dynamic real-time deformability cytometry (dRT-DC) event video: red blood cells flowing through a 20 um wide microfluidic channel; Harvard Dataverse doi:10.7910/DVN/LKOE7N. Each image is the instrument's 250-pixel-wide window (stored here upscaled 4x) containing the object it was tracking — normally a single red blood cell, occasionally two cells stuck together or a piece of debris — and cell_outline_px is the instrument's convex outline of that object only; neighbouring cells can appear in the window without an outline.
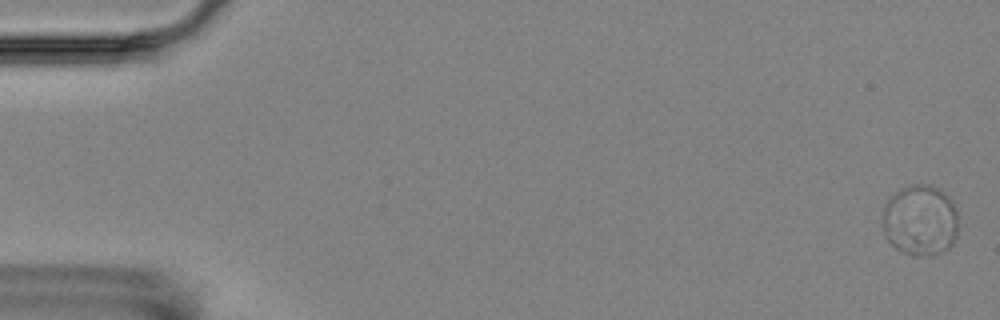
{"species": "Egyptian fruit bat (a non-hibernating species)", "species_latin": "Rousettus aegyptiacus", "temperature_condition": "room temperature", "stored_images_in_passage": 7, "camera_frame_rate_fps": 3000, "um_per_image_px": 0.085, "animal": {"sex": "female"}, "frame": {"image": 1, "passage_image": 1, "time_ms": 0.0, "image_size_px": [1000, 320], "cell_outline_px": [[956, 236], [952, 244], [948, 248], [936, 252], [916, 256], [904, 252], [896, 248], [888, 240], [884, 232], [884, 208], [888, 196], [900, 188], [912, 184], [928, 184], [936, 188], [948, 196], [956, 208]], "centroid_in_image_um": [78.19, 18.68], "position_along_channel_um": 6.8, "area_um2": 30.87}}
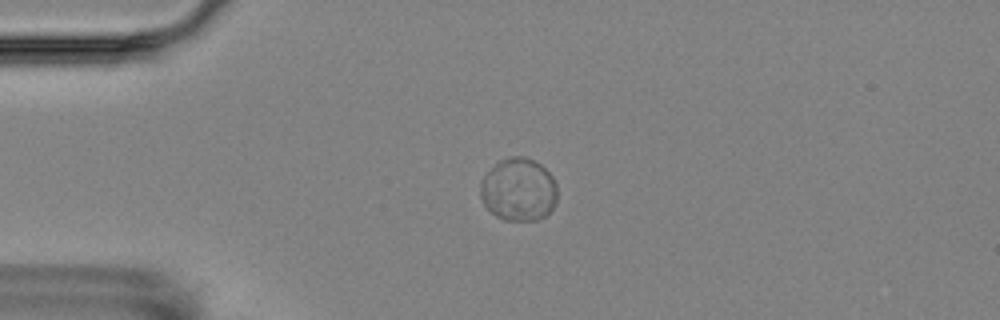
{"frame": {"image": 2, "passage_image": 5, "time_ms": 4.333, "image_size_px": [1000, 320], "cell_outline_px": [[556, 200], [552, 208], [544, 216], [536, 220], [504, 220], [496, 216], [484, 204], [480, 196], [480, 184], [484, 176], [500, 160], [508, 156], [524, 156], [540, 164], [552, 176], [556, 184]], "centroid_in_image_um": [44.07, 16.11], "position_along_channel_um": 40.9, "area_um2": 27.98}}